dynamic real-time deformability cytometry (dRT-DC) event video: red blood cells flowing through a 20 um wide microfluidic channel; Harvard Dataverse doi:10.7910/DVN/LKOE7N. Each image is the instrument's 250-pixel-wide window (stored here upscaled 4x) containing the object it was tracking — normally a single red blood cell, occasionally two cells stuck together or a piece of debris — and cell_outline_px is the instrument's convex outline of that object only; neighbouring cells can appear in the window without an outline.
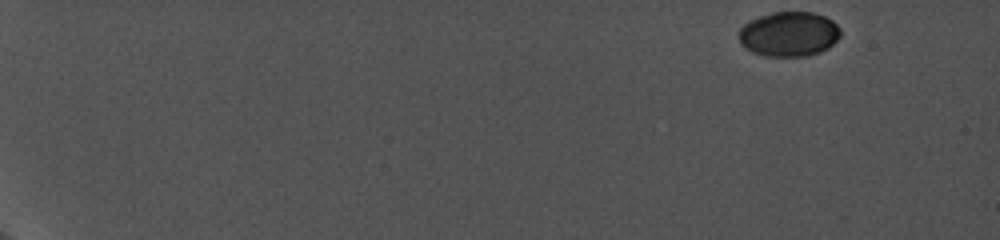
{"species": "common noctule bat (a hibernating species)", "species_latin": "Nyctalus noctula", "temperature_condition": "cold", "stored_images_in_passage": 23, "camera_frame_rate_fps": 5000, "um_per_image_px": 0.085, "animal": {"sex": "female", "body_mass_g": 19.0, "forearm_length_mm": 56.7}, "frame": {"image": 1, "passage_image": 1, "time_ms": 0.0, "image_size_px": [1000, 240], "cell_outline_px": [[840, 36], [828, 48], [820, 52], [808, 56], [764, 56], [752, 52], [744, 48], [740, 44], [740, 28], [748, 20], [772, 12], [812, 12], [824, 16], [832, 20], [840, 28]], "centroid_in_image_um": [67.05, 2.9], "position_along_channel_um": 17.9, "area_um2": 26.65}}